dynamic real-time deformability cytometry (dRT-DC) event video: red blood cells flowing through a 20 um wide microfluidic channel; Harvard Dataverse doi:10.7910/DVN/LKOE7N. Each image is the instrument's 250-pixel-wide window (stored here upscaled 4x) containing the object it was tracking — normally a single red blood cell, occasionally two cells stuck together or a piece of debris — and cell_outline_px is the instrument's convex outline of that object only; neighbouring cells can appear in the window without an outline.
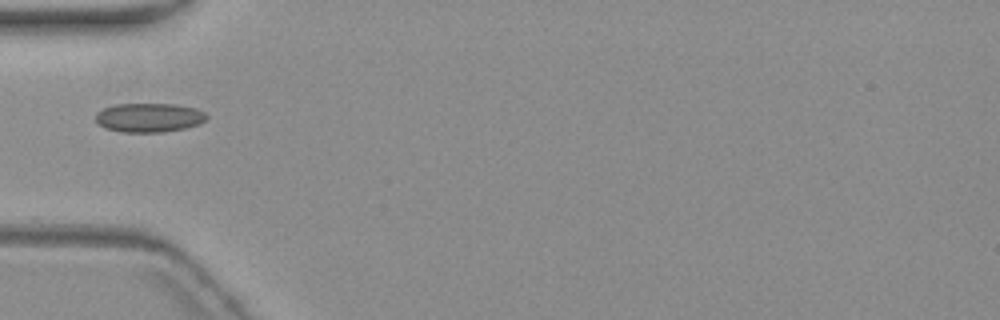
{"species": "common noctule bat (a hibernating species)", "species_latin": "Nyctalus noctula", "temperature_condition": "warm", "stored_images_in_passage": 4, "camera_frame_rate_fps": 3000, "um_per_image_px": 0.085, "animal": {"sex": "female", "body_mass_g": 19.3, "forearm_length_mm": 54.1}, "frame": {"image": 1, "passage_image": 4, "time_ms": 4.333, "image_size_px": [1000, 320], "cell_outline_px": [[208, 120], [200, 124], [184, 128], [160, 132], [120, 132], [104, 128], [96, 120], [96, 112], [104, 108], [116, 104], [176, 104], [196, 108], [204, 112], [208, 116]], "centroid_in_image_um": [12.69, 9.99], "position_along_channel_um": 72.3, "area_um2": 18.9}}